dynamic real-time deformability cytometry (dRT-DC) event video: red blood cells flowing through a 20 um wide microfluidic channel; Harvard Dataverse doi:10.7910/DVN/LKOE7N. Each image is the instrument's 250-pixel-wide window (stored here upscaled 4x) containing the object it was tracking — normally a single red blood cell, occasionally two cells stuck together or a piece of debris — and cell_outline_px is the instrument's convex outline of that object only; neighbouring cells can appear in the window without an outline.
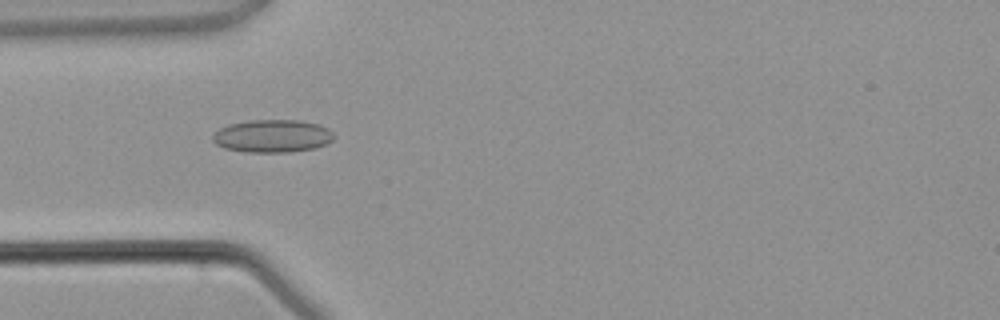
{"species": "common noctule bat (a hibernating species)", "species_latin": "Nyctalus noctula", "temperature_condition": "warm", "stored_images_in_passage": 4, "camera_frame_rate_fps": 3000, "um_per_image_px": 0.085, "animal": {"sex": "male", "body_mass_g": 21.5, "forearm_length_mm": 52.0}, "frame": {"image": 1, "passage_image": 3, "time_ms": 3.333, "image_size_px": [1000, 320], "cell_outline_px": [[332, 140], [328, 144], [316, 148], [292, 152], [244, 152], [224, 148], [216, 144], [212, 140], [212, 136], [220, 128], [228, 124], [252, 120], [296, 120], [316, 124], [328, 128], [332, 132]], "centroid_in_image_um": [23.14, 11.57], "position_along_channel_um": 61.9, "area_um2": 23.18}}
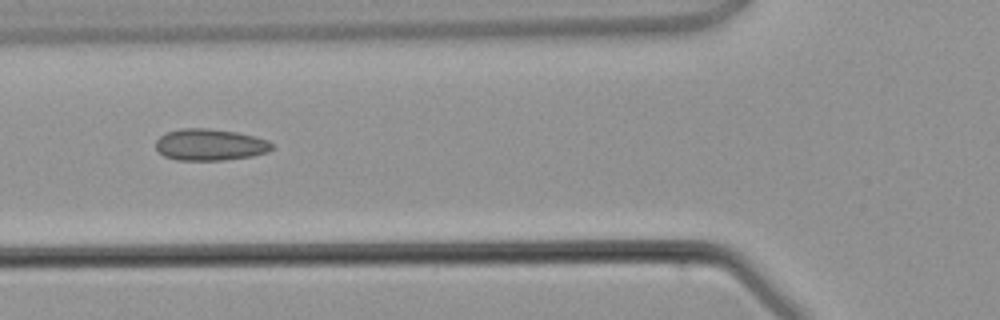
{"frame": {"image": 2, "passage_image": 4, "time_ms": 4.333, "image_size_px": [1000, 320], "cell_outline_px": [[272, 148], [268, 152], [252, 156], [224, 160], [176, 160], [164, 156], [156, 148], [156, 140], [160, 136], [168, 132], [180, 128], [208, 128], [236, 132], [268, 140], [272, 144]], "centroid_in_image_um": [17.83, 12.3], "position_along_channel_um": 108.0, "area_um2": 21.33}}